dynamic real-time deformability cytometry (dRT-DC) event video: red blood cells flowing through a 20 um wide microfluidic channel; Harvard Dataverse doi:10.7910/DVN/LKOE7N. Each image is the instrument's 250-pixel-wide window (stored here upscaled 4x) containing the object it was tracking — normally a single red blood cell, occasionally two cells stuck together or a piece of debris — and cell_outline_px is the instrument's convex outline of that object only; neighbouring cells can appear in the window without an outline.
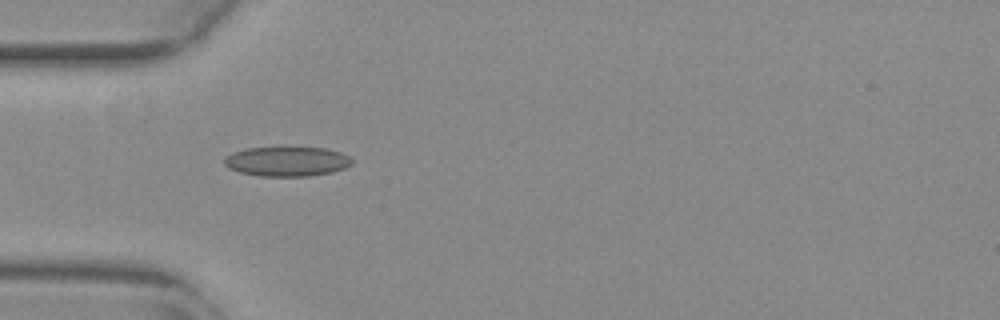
{"species": "common noctule bat (a hibernating species)", "species_latin": "Nyctalus noctula", "temperature_condition": "warm", "stored_images_in_passage": 39, "camera_frame_rate_fps": 3000, "um_per_image_px": 0.085, "animal": {"sex": "female", "body_mass_g": 29.2, "forearm_length_mm": 56.3}, "frame": {"image": 1, "passage_image": 2, "time_ms": 0.333, "image_size_px": [1000, 320], "cell_outline_px": [[352, 164], [344, 168], [332, 172], [308, 176], [260, 176], [240, 172], [228, 168], [224, 164], [224, 156], [232, 152], [244, 148], [324, 148], [340, 152], [348, 156], [352, 160]], "centroid_in_image_um": [24.35, 13.72], "position_along_channel_um": 60.7, "area_um2": 21.96}}
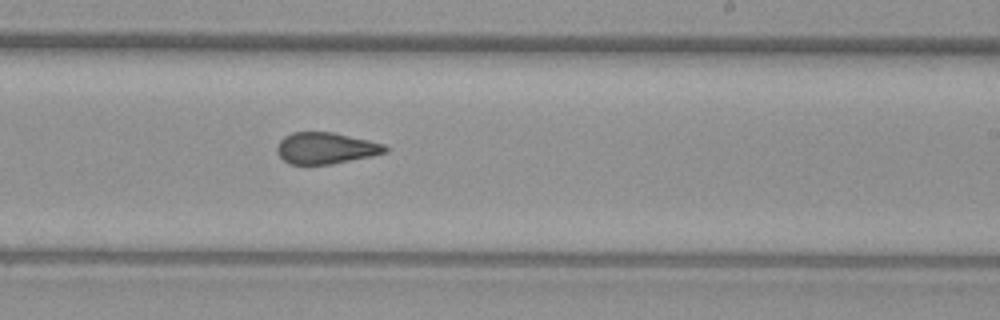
{"frame": {"image": 2, "passage_image": 18, "time_ms": 5.667, "image_size_px": [1000, 320], "cell_outline_px": [[388, 152], [372, 156], [332, 164], [288, 164], [276, 152], [276, 148], [280, 140], [284, 136], [292, 132], [332, 132], [368, 140], [384, 144], [388, 148]], "centroid_in_image_um": [27.68, 12.59], "position_along_channel_um": 261.3, "area_um2": 19.83}}
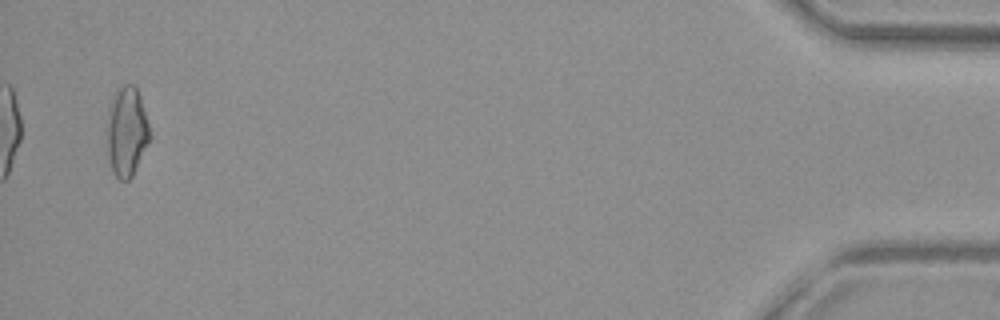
{"frame": {"image": 3, "passage_image": 38, "time_ms": 12.333, "image_size_px": [1000, 320], "cell_outline_px": [[152, 136], [132, 176], [128, 180], [120, 180], [116, 176], [112, 168], [108, 156], [108, 124], [112, 96], [116, 88], [120, 84], [132, 84], [136, 88], [140, 96]], "centroid_in_image_um": [10.79, 11.16], "position_along_channel_um": 424.4, "area_um2": 22.08}, "authors_computed_cell_mechanics": {"area_um2": 20.519, "velocity_mm_per_s": 3.7973, "shape_relaxation_time_tau1_ms": null, "shape_relaxation_time_tau2_ms": 1.8568, "deformation_change_tau1": null, "deformation_change_tau2": 0.0769}}